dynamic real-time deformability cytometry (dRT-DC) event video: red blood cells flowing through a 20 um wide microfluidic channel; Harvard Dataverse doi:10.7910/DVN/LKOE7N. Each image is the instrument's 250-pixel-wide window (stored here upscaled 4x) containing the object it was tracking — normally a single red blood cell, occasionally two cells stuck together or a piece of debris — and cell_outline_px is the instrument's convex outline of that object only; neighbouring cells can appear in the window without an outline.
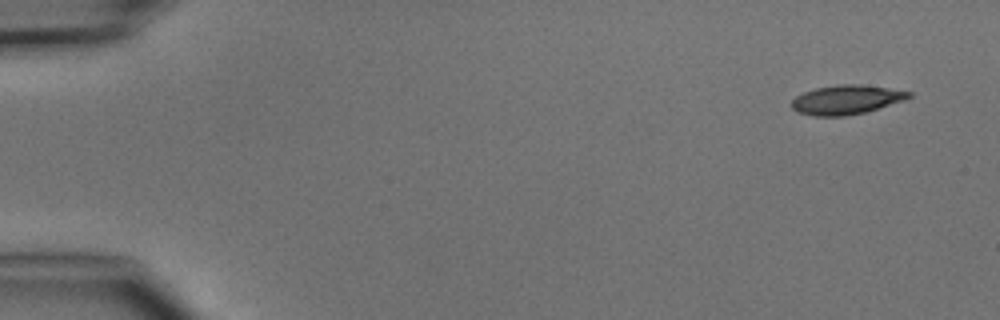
{"species": "common noctule bat (a hibernating species)", "species_latin": "Nyctalus noctula", "temperature_condition": "cold", "stored_images_in_passage": 5, "segment_of_instrument_passage": [1, 2], "camera_frame_rate_fps": 3000, "um_per_image_px": 0.085, "animal": {"sex": "male", "body_mass_g": 15.6}, "frame": {"image": 1, "passage_image": 1, "time_ms": 0.0, "image_size_px": [1000, 320], "cell_outline_px": [[912, 96], [904, 100], [864, 112], [844, 116], [812, 116], [796, 112], [792, 108], [792, 100], [796, 96], [804, 92], [816, 88], [840, 84], [860, 84], [888, 88], [912, 92]], "centroid_in_image_um": [71.91, 8.47], "position_along_channel_um": 13.1, "area_um2": 19.83}}
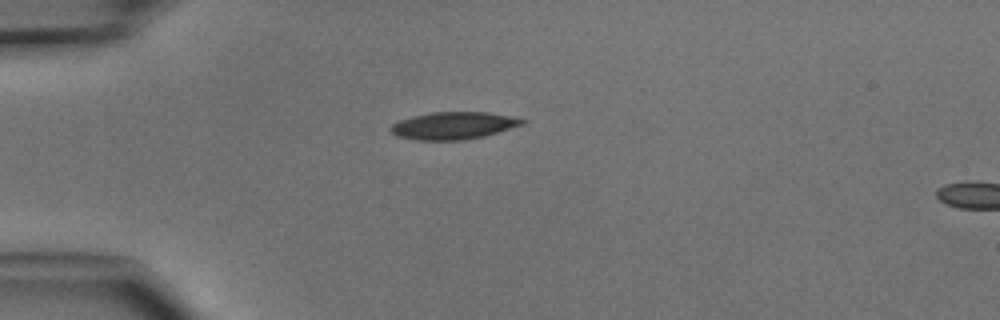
{"frame": {"image": 2, "passage_image": 4, "time_ms": 3.333, "image_size_px": [1000, 320], "cell_outline_px": [[528, 120], [524, 124], [484, 136], [464, 140], [412, 140], [396, 136], [388, 128], [392, 124], [400, 120], [412, 116], [432, 112], [488, 112]], "centroid_in_image_um": [38.51, 10.68], "position_along_channel_um": 46.5, "area_um2": 20.98}}